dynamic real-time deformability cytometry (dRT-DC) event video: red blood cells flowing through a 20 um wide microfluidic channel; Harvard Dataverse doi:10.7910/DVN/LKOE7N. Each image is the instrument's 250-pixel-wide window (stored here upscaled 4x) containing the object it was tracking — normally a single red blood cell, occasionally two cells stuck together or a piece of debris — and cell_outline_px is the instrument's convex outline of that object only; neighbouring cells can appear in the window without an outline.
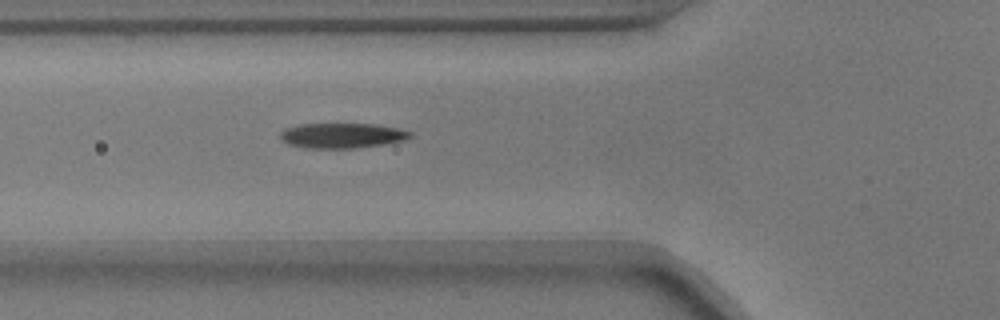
{"species": "common noctule bat (a hibernating species)", "species_latin": "Nyctalus noctula", "temperature_condition": "warm", "stored_images_in_passage": 33, "camera_frame_rate_fps": 3000, "um_per_image_px": 0.085, "animal": {"sex": "male", "body_mass_g": 17.9}, "frame": {"image": 1, "passage_image": 3, "time_ms": 0.667, "image_size_px": [1000, 320], "cell_outline_px": [[412, 136], [404, 140], [384, 144], [356, 148], [304, 148], [288, 144], [280, 140], [280, 132], [284, 128], [300, 124], [376, 124], [400, 128], [412, 132]], "centroid_in_image_um": [29.06, 11.52], "position_along_channel_um": 96.7, "area_um2": 19.19}}
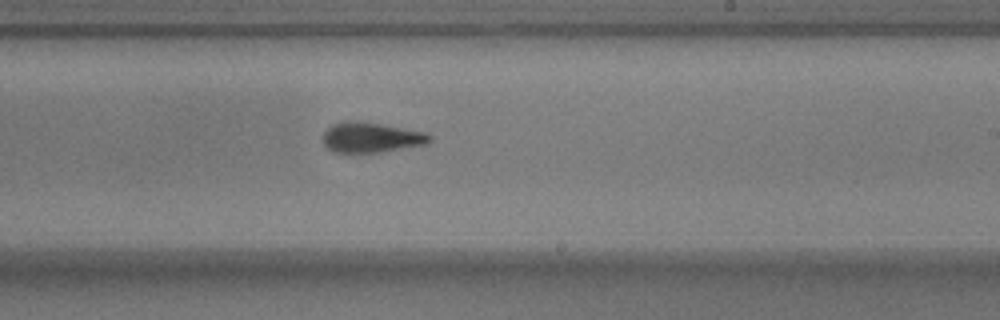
{"frame": {"image": 2, "passage_image": 16, "time_ms": 5.0, "image_size_px": [1000, 320], "cell_outline_px": [[432, 140], [428, 144], [380, 152], [332, 152], [324, 148], [320, 136], [332, 124], [348, 120], [352, 120], [380, 124], [428, 132], [432, 136]], "centroid_in_image_um": [31.52, 11.68], "position_along_channel_um": 257.5, "area_um2": 19.13}}
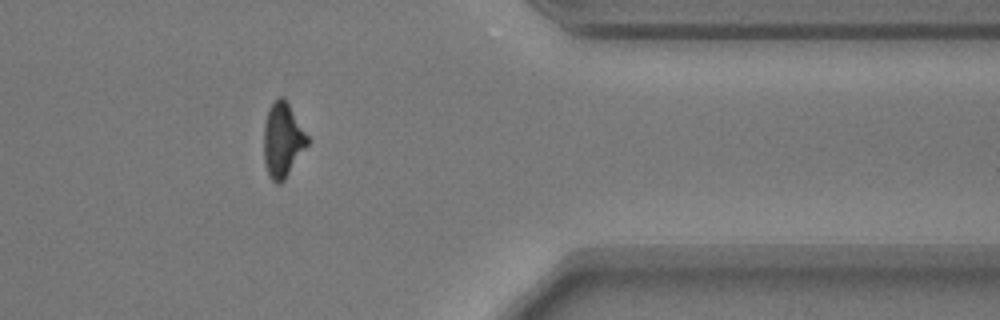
{"frame": {"image": 3, "passage_image": 28, "time_ms": 9.0, "image_size_px": [1000, 320], "cell_outline_px": [[308, 144], [284, 180], [280, 184], [276, 184], [272, 180], [268, 172], [264, 160], [264, 124], [268, 108], [280, 96], [284, 96], [308, 136]], "centroid_in_image_um": [24.02, 11.89], "position_along_channel_um": 387.4, "area_um2": 18.73}}